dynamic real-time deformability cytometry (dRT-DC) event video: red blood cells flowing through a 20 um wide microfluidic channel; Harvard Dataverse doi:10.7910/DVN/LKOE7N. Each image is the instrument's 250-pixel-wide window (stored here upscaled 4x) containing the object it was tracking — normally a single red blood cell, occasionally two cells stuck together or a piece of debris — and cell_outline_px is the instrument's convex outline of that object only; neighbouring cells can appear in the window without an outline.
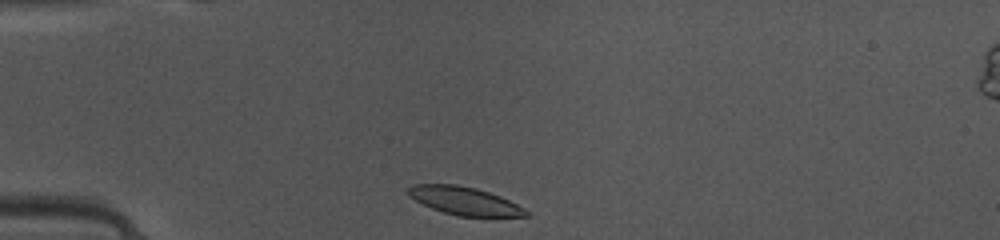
{"species": "common noctule bat (a hibernating species)", "species_latin": "Nyctalus noctula", "temperature_condition": "warm", "stored_images_in_passage": 37, "camera_frame_rate_fps": 3000, "um_per_image_px": 0.085, "animal": {"sex": "female", "body_mass_g": 10.0, "forearm_length_mm": 53.1}, "frame": {"image": 1, "passage_image": 1, "time_ms": 0.0, "image_size_px": [1000, 240], "cell_outline_px": [[528, 216], [460, 216], [444, 212], [432, 208], [408, 196], [408, 188], [412, 184], [456, 184], [476, 188], [500, 196], [524, 208], [528, 212]], "centroid_in_image_um": [39.46, 17.06], "position_along_channel_um": 45.5, "area_um2": 18.96}}
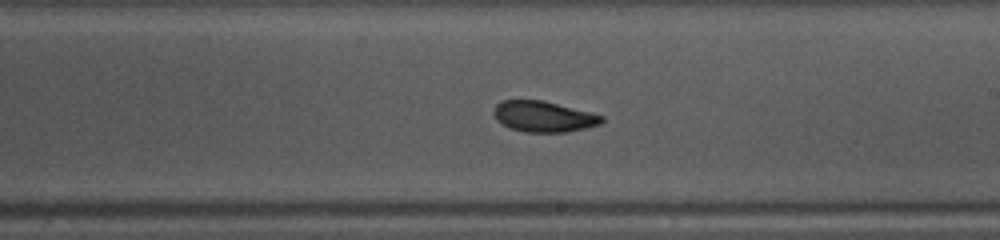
{"frame": {"image": 2, "passage_image": 17, "time_ms": 5.333, "image_size_px": [1000, 240], "cell_outline_px": [[604, 120], [600, 124], [588, 128], [568, 132], [524, 132], [508, 128], [496, 120], [492, 112], [496, 104], [500, 100], [540, 100], [592, 112], [604, 116]], "centroid_in_image_um": [46.19, 9.91], "position_along_channel_um": 242.8, "area_um2": 19.65}}
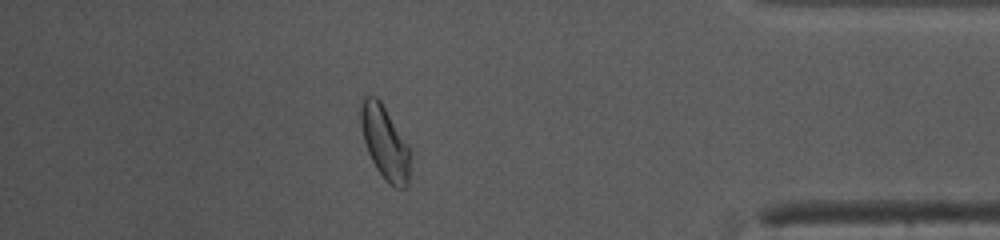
{"frame": {"image": 3, "passage_image": 31, "time_ms": 10.0, "image_size_px": [1000, 240], "cell_outline_px": [[412, 152], [408, 184], [404, 188], [396, 188], [388, 184], [376, 168], [368, 152], [364, 140], [360, 120], [360, 104], [364, 96], [376, 96], [380, 100], [408, 144]], "centroid_in_image_um": [32.74, 12.14], "position_along_channel_um": 402.5, "area_um2": 21.33}, "authors_computed_cell_mechanics": {"area_um2": 19.8832, "velocity_mm_per_s": 4.097, "shape_relaxation_time_tau1_ms": 3.5534, "shape_relaxation_time_tau2_ms": 5.174, "deformation_change_tau1": 0.128, "deformation_change_tau2": 0.0632}}